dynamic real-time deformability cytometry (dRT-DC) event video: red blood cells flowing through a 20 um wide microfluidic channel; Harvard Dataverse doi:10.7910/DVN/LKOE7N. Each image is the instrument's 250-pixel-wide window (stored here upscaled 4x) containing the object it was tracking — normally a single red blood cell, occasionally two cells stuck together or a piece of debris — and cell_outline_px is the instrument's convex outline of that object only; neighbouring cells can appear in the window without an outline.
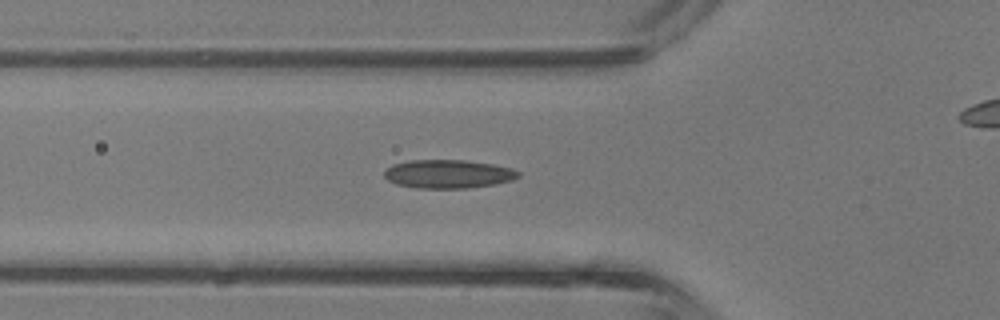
{"species": "common noctule bat (a hibernating species)", "species_latin": "Nyctalus noctula", "temperature_condition": "room temperature", "stored_images_in_passage": 43, "camera_frame_rate_fps": 3000, "um_per_image_px": 0.085, "animal": {"sex": "male", "body_mass_g": 13.3}, "frame": {"image": 1, "passage_image": 14, "time_ms": 4.333, "image_size_px": [1000, 320], "cell_outline_px": [[520, 176], [512, 180], [496, 184], [468, 188], [416, 188], [396, 184], [388, 180], [384, 176], [384, 172], [392, 164], [408, 160], [464, 160], [492, 164], [512, 168], [520, 172]], "centroid_in_image_um": [38.1, 14.79], "position_along_channel_um": 87.7, "area_um2": 22.37}}
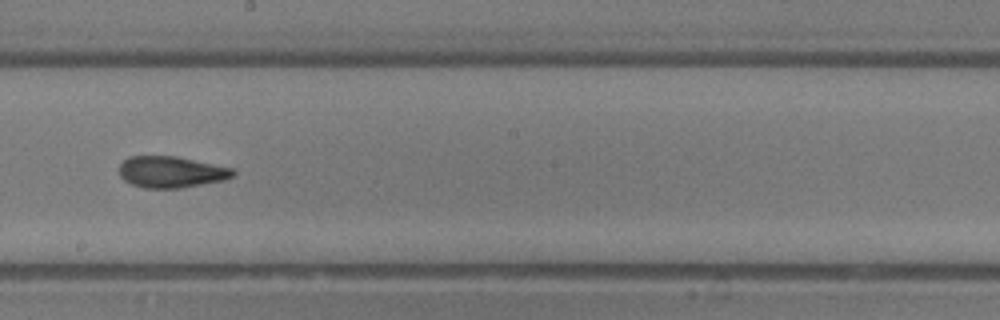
{"frame": {"image": 2, "passage_image": 23, "time_ms": 7.333, "image_size_px": [1000, 320], "cell_outline_px": [[236, 176], [224, 180], [180, 188], [144, 188], [132, 184], [124, 180], [120, 176], [120, 164], [128, 156], [176, 156], [232, 168], [236, 172]], "centroid_in_image_um": [14.56, 14.62], "position_along_channel_um": 233.6, "area_um2": 20.81}}
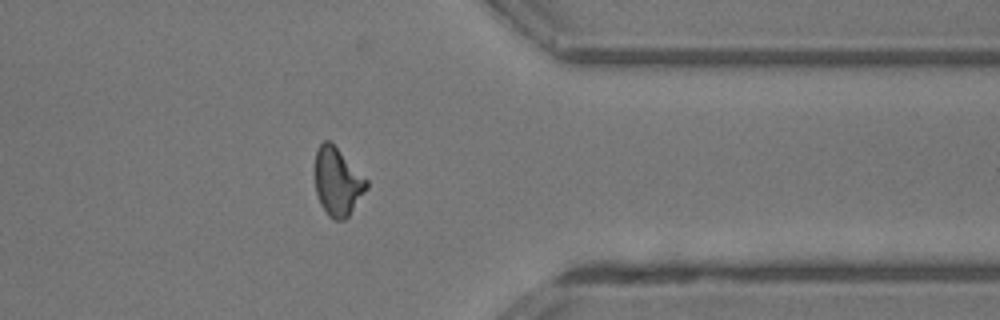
{"frame": {"image": 3, "passage_image": 33, "time_ms": 10.667, "image_size_px": [1000, 320], "cell_outline_px": [[368, 188], [348, 216], [344, 220], [332, 220], [328, 216], [320, 204], [316, 192], [316, 148], [324, 140], [328, 140], [368, 180]], "centroid_in_image_um": [28.69, 15.49], "position_along_channel_um": 382.7, "area_um2": 20.11}, "authors_computed_cell_mechanics": {"area_um2": 20.6924, "velocity_mm_per_s": 4.8391, "shape_relaxation_time_tau1_ms": 6.4513, "shape_relaxation_time_tau2_ms": 1.7308, "deformation_change_tau1": 0.1878, "deformation_change_tau2": 0.0751}}